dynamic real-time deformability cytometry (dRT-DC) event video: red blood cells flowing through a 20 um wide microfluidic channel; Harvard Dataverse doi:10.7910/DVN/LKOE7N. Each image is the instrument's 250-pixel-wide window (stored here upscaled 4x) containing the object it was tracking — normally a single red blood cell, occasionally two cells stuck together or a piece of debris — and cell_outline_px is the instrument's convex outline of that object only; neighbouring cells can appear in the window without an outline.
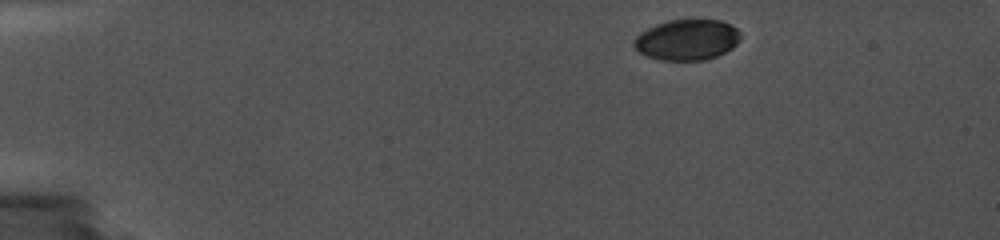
{"species": "common noctule bat (a hibernating species)", "species_latin": "Nyctalus noctula", "temperature_condition": "cold", "stored_images_in_passage": 5, "camera_frame_rate_fps": 5000, "um_per_image_px": 0.085, "animal": {"sex": "female", "body_mass_g": 19.0, "forearm_length_mm": 56.7}, "frame": {"image": 1, "passage_image": 1, "time_ms": 0.0, "image_size_px": [1000, 240], "cell_outline_px": [[740, 40], [732, 48], [716, 56], [704, 60], [660, 60], [648, 56], [640, 52], [632, 44], [632, 40], [640, 32], [656, 24], [668, 20], [720, 20], [732, 24], [740, 32]], "centroid_in_image_um": [58.39, 3.37], "position_along_channel_um": 26.6, "area_um2": 25.32}}
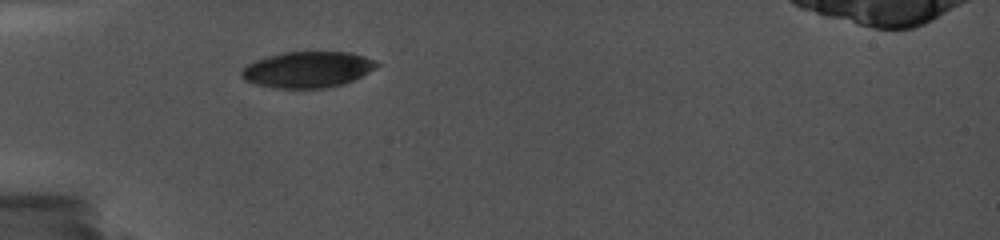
{"frame": {"image": 2, "passage_image": 4, "time_ms": 3.2, "image_size_px": [1000, 240], "cell_outline_px": [[380, 64], [376, 68], [352, 80], [340, 84], [324, 88], [272, 88], [256, 84], [244, 80], [240, 76], [240, 72], [248, 64], [256, 60], [268, 56], [284, 52], [352, 52], [376, 60]], "centroid_in_image_um": [26.13, 5.91], "position_along_channel_um": 58.9, "area_um2": 28.32}}